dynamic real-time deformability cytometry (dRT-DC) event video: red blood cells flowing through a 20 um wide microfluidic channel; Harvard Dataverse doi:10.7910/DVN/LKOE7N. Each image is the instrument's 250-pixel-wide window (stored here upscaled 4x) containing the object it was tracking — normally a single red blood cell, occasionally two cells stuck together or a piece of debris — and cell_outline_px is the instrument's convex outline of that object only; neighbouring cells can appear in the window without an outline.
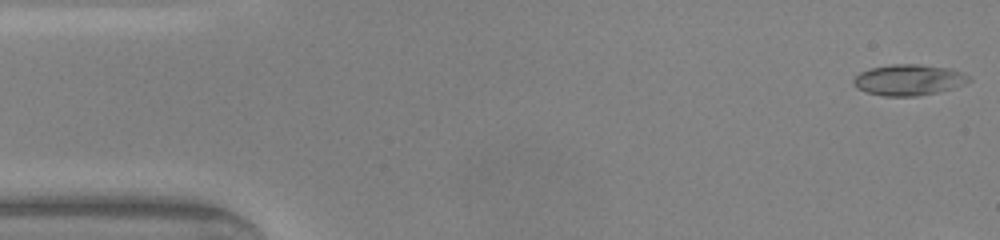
{"species": "common noctule bat (a hibernating species)", "species_latin": "Nyctalus noctula", "temperature_condition": "warm", "stored_images_in_passage": 9, "camera_frame_rate_fps": 3000, "um_per_image_px": 0.085, "animal": {"sex": "male", "body_mass_g": 20.0, "forearm_length_mm": 53.3}, "frame": {"image": 1, "passage_image": 1, "time_ms": 0.0, "image_size_px": [1000, 240], "cell_outline_px": [[972, 80], [956, 88], [916, 96], [884, 96], [868, 92], [856, 88], [852, 84], [852, 80], [860, 72], [872, 68], [892, 64], [920, 64], [948, 68], [972, 76]], "centroid_in_image_um": [77.26, 6.79], "position_along_channel_um": 7.7, "area_um2": 20.87}}